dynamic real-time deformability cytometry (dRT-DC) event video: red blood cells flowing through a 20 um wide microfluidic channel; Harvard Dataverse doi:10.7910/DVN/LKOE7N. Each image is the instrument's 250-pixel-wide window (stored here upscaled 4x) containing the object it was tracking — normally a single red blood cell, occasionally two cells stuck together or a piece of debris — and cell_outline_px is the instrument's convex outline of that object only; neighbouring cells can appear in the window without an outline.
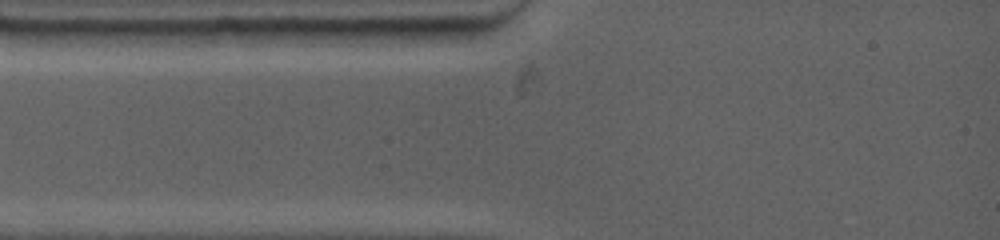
{"species": "common noctule bat (a hibernating species)", "species_latin": "Nyctalus noctula", "temperature_condition": "warm", "stored_images_in_passage": 3, "camera_frame_rate_fps": 4500, "um_per_image_px": 0.085, "animal": {"sex": "female", "body_mass_g": 19.0, "forearm_length_mm": 53.3}, "frame": {"image": 1, "passage_image": 1, "time_ms": 0.0, "image_size_px": [1000, 240], "cell_outline_px": [[248, 28], [244, 44], [212, 48], [128, 48], [120, 44], [112, 32], [112, 28]], "centroid_in_image_um": [15.28, 3.19], "position_along_channel_um": 69.7, "area_um2": 18.15}}